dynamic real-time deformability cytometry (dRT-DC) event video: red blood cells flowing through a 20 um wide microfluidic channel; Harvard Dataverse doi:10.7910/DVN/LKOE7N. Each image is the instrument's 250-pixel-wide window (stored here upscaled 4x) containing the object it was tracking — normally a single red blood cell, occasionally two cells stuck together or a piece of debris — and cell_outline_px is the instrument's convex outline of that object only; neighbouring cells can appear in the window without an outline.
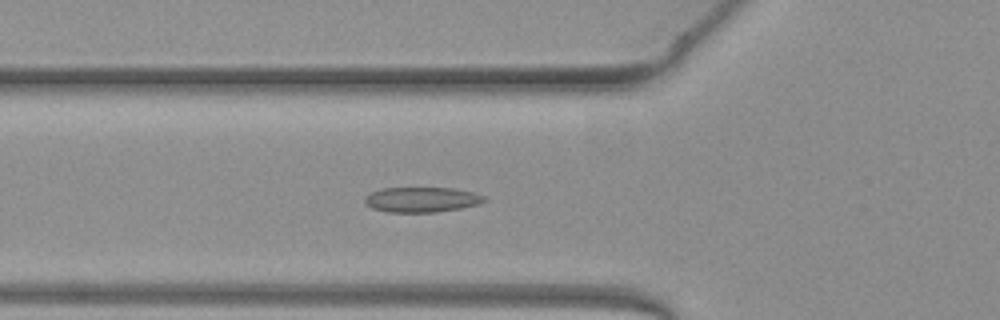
{"species": "common noctule bat (a hibernating species)", "species_latin": "Nyctalus noctula", "temperature_condition": "warm", "stored_images_in_passage": 52, "camera_frame_rate_fps": 3000, "um_per_image_px": 0.085, "animal": {"sex": "female", "body_mass_g": 19.3, "forearm_length_mm": 54.1}, "frame": {"image": 1, "passage_image": 19, "time_ms": 6.0, "image_size_px": [1000, 320], "cell_outline_px": [[488, 200], [480, 204], [460, 208], [436, 212], [388, 212], [372, 208], [364, 204], [364, 196], [368, 192], [380, 188], [452, 188], [472, 192], [484, 196]], "centroid_in_image_um": [35.79, 16.96], "position_along_channel_um": 90.0, "area_um2": 17.69}}
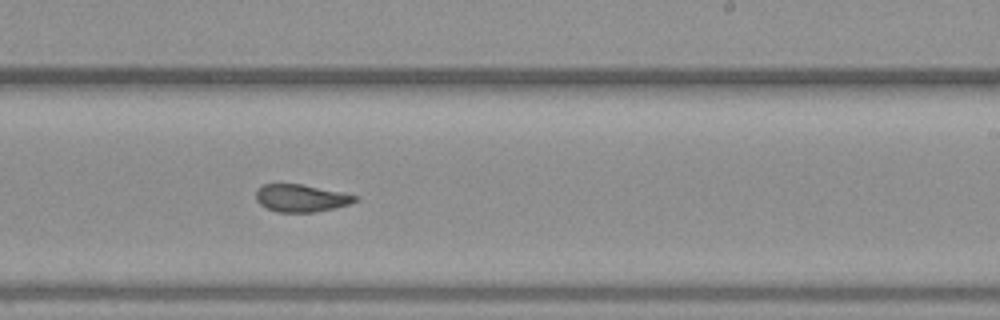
{"frame": {"image": 2, "passage_image": 32, "time_ms": 10.333, "image_size_px": [1000, 320], "cell_outline_px": [[356, 200], [348, 204], [336, 208], [316, 212], [276, 212], [260, 204], [256, 200], [256, 188], [264, 184], [300, 184], [340, 192], [356, 196]], "centroid_in_image_um": [25.54, 16.84], "position_along_channel_um": 263.5, "area_um2": 15.66}}
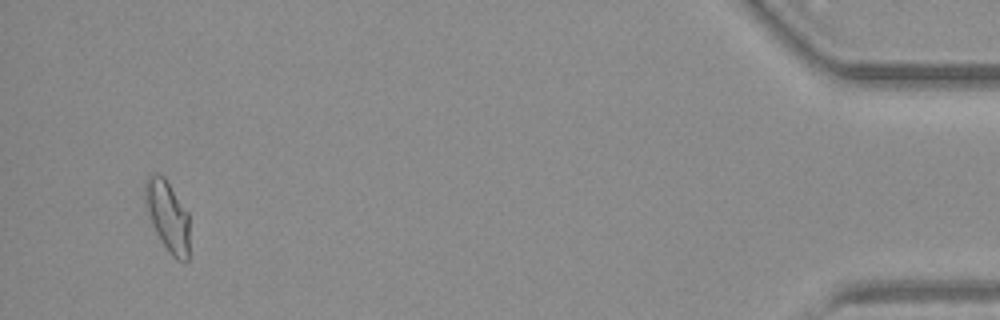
{"frame": {"image": 3, "passage_image": 50, "time_ms": 16.333, "image_size_px": [1000, 320], "cell_outline_px": [[188, 260], [184, 264], [176, 260], [168, 252], [160, 240], [152, 224], [144, 200], [144, 184], [148, 176], [164, 176], [188, 212]], "centroid_in_image_um": [14.25, 18.42], "position_along_channel_um": 420.9, "area_um2": 18.21}, "authors_computed_cell_mechanics": {"area_um2": 16.9354, "velocity_mm_per_s": 3.991, "shape_relaxation_time_tau1_ms": 9.0324, "shape_relaxation_time_tau2_ms": 1.3308, "deformation_change_tau1": 0.2291, "deformation_change_tau2": 0.0798}}